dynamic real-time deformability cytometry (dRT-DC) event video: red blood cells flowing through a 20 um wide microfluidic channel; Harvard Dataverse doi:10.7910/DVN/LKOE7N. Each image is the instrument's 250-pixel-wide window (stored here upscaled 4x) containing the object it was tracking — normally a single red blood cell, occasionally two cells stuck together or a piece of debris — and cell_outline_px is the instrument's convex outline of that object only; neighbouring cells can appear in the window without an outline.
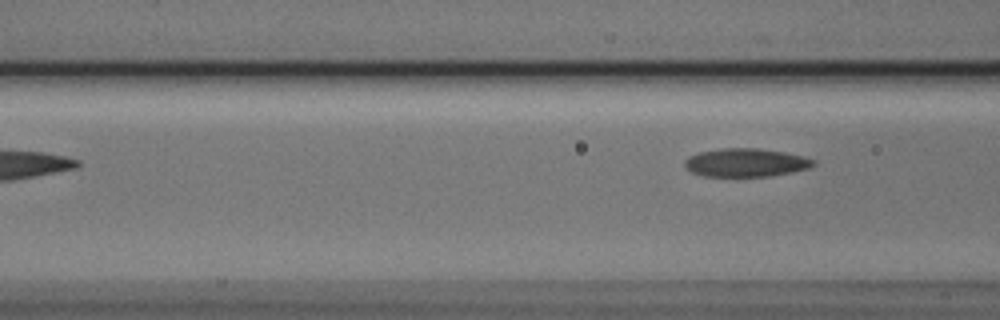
{"species": "Egyptian fruit bat (a non-hibernating species)", "species_latin": "Rousettus aegyptiacus", "temperature_condition": "cold", "stored_images_in_passage": 5, "camera_frame_rate_fps": 3000, "um_per_image_px": 0.085, "animal": {"sex": "male"}, "frame": {"image": 1, "passage_image": 5, "time_ms": 1.333, "image_size_px": [1000, 320], "cell_outline_px": [[816, 164], [808, 168], [792, 172], [768, 176], [704, 176], [692, 172], [684, 164], [684, 160], [688, 156], [700, 152], [720, 148], [756, 148], [784, 152], [816, 160]], "centroid_in_image_um": [63.38, 13.81], "position_along_channel_um": 103.2, "area_um2": 21.1}}